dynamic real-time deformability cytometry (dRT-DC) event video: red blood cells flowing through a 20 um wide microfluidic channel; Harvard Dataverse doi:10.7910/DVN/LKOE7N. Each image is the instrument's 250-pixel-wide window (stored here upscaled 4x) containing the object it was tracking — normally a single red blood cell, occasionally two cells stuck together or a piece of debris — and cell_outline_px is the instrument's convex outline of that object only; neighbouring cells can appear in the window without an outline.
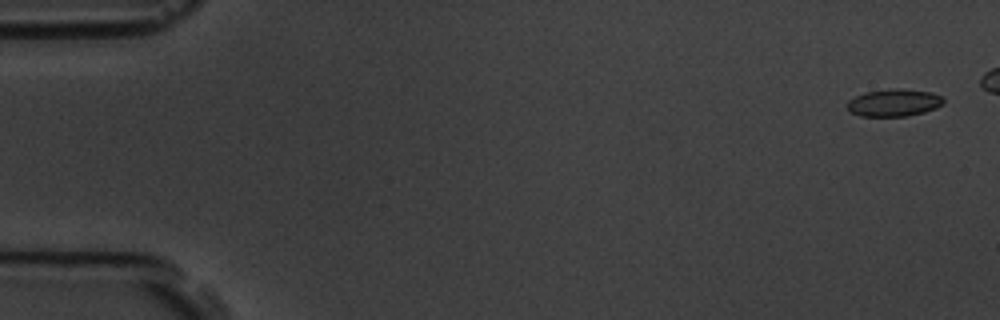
{"species": "common noctule bat (a hibernating species)", "species_latin": "Nyctalus noctula", "temperature_condition": "room temperature", "stored_images_in_passage": 5, "camera_frame_rate_fps": 3000, "um_per_image_px": 0.085, "animal": {"sex": "male", "body_mass_g": 19.5, "forearm_length_mm": 54.6}, "frame": {"image": 1, "passage_image": 1, "time_ms": 0.0, "image_size_px": [1000, 320], "cell_outline_px": [[944, 104], [936, 108], [924, 112], [908, 116], [860, 116], [852, 112], [848, 108], [848, 100], [864, 92], [888, 88], [900, 88], [932, 92], [944, 96]], "centroid_in_image_um": [76.03, 8.71], "position_along_channel_um": 9.0, "area_um2": 15.55}}